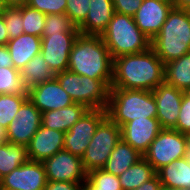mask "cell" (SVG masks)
Masks as SVG:
<instances>
[{"label":"cell","instance_id":"obj_1","mask_svg":"<svg viewBox=\"0 0 190 190\" xmlns=\"http://www.w3.org/2000/svg\"><path fill=\"white\" fill-rule=\"evenodd\" d=\"M165 64L152 48L113 59L110 88L153 91L164 82Z\"/></svg>","mask_w":190,"mask_h":190},{"label":"cell","instance_id":"obj_2","mask_svg":"<svg viewBox=\"0 0 190 190\" xmlns=\"http://www.w3.org/2000/svg\"><path fill=\"white\" fill-rule=\"evenodd\" d=\"M113 59L101 36L79 34L69 56L68 70L102 80L109 88Z\"/></svg>","mask_w":190,"mask_h":190},{"label":"cell","instance_id":"obj_3","mask_svg":"<svg viewBox=\"0 0 190 190\" xmlns=\"http://www.w3.org/2000/svg\"><path fill=\"white\" fill-rule=\"evenodd\" d=\"M151 48L164 64L190 52V10L173 7Z\"/></svg>","mask_w":190,"mask_h":190},{"label":"cell","instance_id":"obj_4","mask_svg":"<svg viewBox=\"0 0 190 190\" xmlns=\"http://www.w3.org/2000/svg\"><path fill=\"white\" fill-rule=\"evenodd\" d=\"M106 112L121 127L134 119L155 118L157 104L152 91L110 88Z\"/></svg>","mask_w":190,"mask_h":190},{"label":"cell","instance_id":"obj_5","mask_svg":"<svg viewBox=\"0 0 190 190\" xmlns=\"http://www.w3.org/2000/svg\"><path fill=\"white\" fill-rule=\"evenodd\" d=\"M111 58L121 55L137 54L151 48V39L136 25L134 18L115 12L101 35Z\"/></svg>","mask_w":190,"mask_h":190},{"label":"cell","instance_id":"obj_6","mask_svg":"<svg viewBox=\"0 0 190 190\" xmlns=\"http://www.w3.org/2000/svg\"><path fill=\"white\" fill-rule=\"evenodd\" d=\"M60 86L69 94L74 103L88 109H106L110 88L99 79L78 75L69 70L56 74Z\"/></svg>","mask_w":190,"mask_h":190},{"label":"cell","instance_id":"obj_7","mask_svg":"<svg viewBox=\"0 0 190 190\" xmlns=\"http://www.w3.org/2000/svg\"><path fill=\"white\" fill-rule=\"evenodd\" d=\"M121 139V127L106 116L97 126L95 134L82 157L87 173L102 169L116 144Z\"/></svg>","mask_w":190,"mask_h":190},{"label":"cell","instance_id":"obj_8","mask_svg":"<svg viewBox=\"0 0 190 190\" xmlns=\"http://www.w3.org/2000/svg\"><path fill=\"white\" fill-rule=\"evenodd\" d=\"M188 146V137L181 132L162 128L151 142L143 158L149 162L157 172L163 166L176 159L183 158Z\"/></svg>","mask_w":190,"mask_h":190},{"label":"cell","instance_id":"obj_9","mask_svg":"<svg viewBox=\"0 0 190 190\" xmlns=\"http://www.w3.org/2000/svg\"><path fill=\"white\" fill-rule=\"evenodd\" d=\"M106 116V109H88L65 133L64 149L82 158L97 126Z\"/></svg>","mask_w":190,"mask_h":190},{"label":"cell","instance_id":"obj_10","mask_svg":"<svg viewBox=\"0 0 190 190\" xmlns=\"http://www.w3.org/2000/svg\"><path fill=\"white\" fill-rule=\"evenodd\" d=\"M48 181L82 183L86 181L87 172L82 158L62 149L43 161Z\"/></svg>","mask_w":190,"mask_h":190},{"label":"cell","instance_id":"obj_11","mask_svg":"<svg viewBox=\"0 0 190 190\" xmlns=\"http://www.w3.org/2000/svg\"><path fill=\"white\" fill-rule=\"evenodd\" d=\"M47 181L43 162L28 160L0 179V190H44Z\"/></svg>","mask_w":190,"mask_h":190},{"label":"cell","instance_id":"obj_12","mask_svg":"<svg viewBox=\"0 0 190 190\" xmlns=\"http://www.w3.org/2000/svg\"><path fill=\"white\" fill-rule=\"evenodd\" d=\"M14 117L7 128L8 142L27 147L41 126L42 113L28 98Z\"/></svg>","mask_w":190,"mask_h":190},{"label":"cell","instance_id":"obj_13","mask_svg":"<svg viewBox=\"0 0 190 190\" xmlns=\"http://www.w3.org/2000/svg\"><path fill=\"white\" fill-rule=\"evenodd\" d=\"M78 36L79 34H50L41 37L40 53L55 75L68 70L70 52Z\"/></svg>","mask_w":190,"mask_h":190},{"label":"cell","instance_id":"obj_14","mask_svg":"<svg viewBox=\"0 0 190 190\" xmlns=\"http://www.w3.org/2000/svg\"><path fill=\"white\" fill-rule=\"evenodd\" d=\"M27 93L29 100L41 113L67 107L74 103L56 78L27 89Z\"/></svg>","mask_w":190,"mask_h":190},{"label":"cell","instance_id":"obj_15","mask_svg":"<svg viewBox=\"0 0 190 190\" xmlns=\"http://www.w3.org/2000/svg\"><path fill=\"white\" fill-rule=\"evenodd\" d=\"M183 93L165 82L152 91L157 104L156 118L161 128L173 129L177 125Z\"/></svg>","mask_w":190,"mask_h":190},{"label":"cell","instance_id":"obj_16","mask_svg":"<svg viewBox=\"0 0 190 190\" xmlns=\"http://www.w3.org/2000/svg\"><path fill=\"white\" fill-rule=\"evenodd\" d=\"M162 128L158 119H134L121 126V139L144 154Z\"/></svg>","mask_w":190,"mask_h":190},{"label":"cell","instance_id":"obj_17","mask_svg":"<svg viewBox=\"0 0 190 190\" xmlns=\"http://www.w3.org/2000/svg\"><path fill=\"white\" fill-rule=\"evenodd\" d=\"M173 4L156 0H143L133 16L137 27L151 40L160 32Z\"/></svg>","mask_w":190,"mask_h":190},{"label":"cell","instance_id":"obj_18","mask_svg":"<svg viewBox=\"0 0 190 190\" xmlns=\"http://www.w3.org/2000/svg\"><path fill=\"white\" fill-rule=\"evenodd\" d=\"M65 133L41 124L27 146L29 160L43 162L64 149Z\"/></svg>","mask_w":190,"mask_h":190},{"label":"cell","instance_id":"obj_19","mask_svg":"<svg viewBox=\"0 0 190 190\" xmlns=\"http://www.w3.org/2000/svg\"><path fill=\"white\" fill-rule=\"evenodd\" d=\"M85 21L78 27L80 34L101 36L111 21L114 11L112 0H90Z\"/></svg>","mask_w":190,"mask_h":190},{"label":"cell","instance_id":"obj_20","mask_svg":"<svg viewBox=\"0 0 190 190\" xmlns=\"http://www.w3.org/2000/svg\"><path fill=\"white\" fill-rule=\"evenodd\" d=\"M88 108L80 103L42 113L41 124L47 128L66 133L82 116Z\"/></svg>","mask_w":190,"mask_h":190},{"label":"cell","instance_id":"obj_21","mask_svg":"<svg viewBox=\"0 0 190 190\" xmlns=\"http://www.w3.org/2000/svg\"><path fill=\"white\" fill-rule=\"evenodd\" d=\"M14 68L21 70L25 65L41 51V37L22 34L10 39L7 43Z\"/></svg>","mask_w":190,"mask_h":190},{"label":"cell","instance_id":"obj_22","mask_svg":"<svg viewBox=\"0 0 190 190\" xmlns=\"http://www.w3.org/2000/svg\"><path fill=\"white\" fill-rule=\"evenodd\" d=\"M156 173L163 190H190V164L184 157L163 166Z\"/></svg>","mask_w":190,"mask_h":190},{"label":"cell","instance_id":"obj_23","mask_svg":"<svg viewBox=\"0 0 190 190\" xmlns=\"http://www.w3.org/2000/svg\"><path fill=\"white\" fill-rule=\"evenodd\" d=\"M142 158L143 154L120 139L102 169L119 177Z\"/></svg>","mask_w":190,"mask_h":190},{"label":"cell","instance_id":"obj_24","mask_svg":"<svg viewBox=\"0 0 190 190\" xmlns=\"http://www.w3.org/2000/svg\"><path fill=\"white\" fill-rule=\"evenodd\" d=\"M164 82L184 92H190V52L165 63Z\"/></svg>","mask_w":190,"mask_h":190},{"label":"cell","instance_id":"obj_25","mask_svg":"<svg viewBox=\"0 0 190 190\" xmlns=\"http://www.w3.org/2000/svg\"><path fill=\"white\" fill-rule=\"evenodd\" d=\"M55 76L48 63L43 59L41 53L33 57L25 67L20 70V77L26 89L51 80L55 78Z\"/></svg>","mask_w":190,"mask_h":190},{"label":"cell","instance_id":"obj_26","mask_svg":"<svg viewBox=\"0 0 190 190\" xmlns=\"http://www.w3.org/2000/svg\"><path fill=\"white\" fill-rule=\"evenodd\" d=\"M156 174L152 165L142 158L119 176L121 188L122 190H135Z\"/></svg>","mask_w":190,"mask_h":190},{"label":"cell","instance_id":"obj_27","mask_svg":"<svg viewBox=\"0 0 190 190\" xmlns=\"http://www.w3.org/2000/svg\"><path fill=\"white\" fill-rule=\"evenodd\" d=\"M28 160L27 147L10 142L0 145V179Z\"/></svg>","mask_w":190,"mask_h":190},{"label":"cell","instance_id":"obj_28","mask_svg":"<svg viewBox=\"0 0 190 190\" xmlns=\"http://www.w3.org/2000/svg\"><path fill=\"white\" fill-rule=\"evenodd\" d=\"M83 190H122V188L118 176L99 169L87 174Z\"/></svg>","mask_w":190,"mask_h":190},{"label":"cell","instance_id":"obj_29","mask_svg":"<svg viewBox=\"0 0 190 190\" xmlns=\"http://www.w3.org/2000/svg\"><path fill=\"white\" fill-rule=\"evenodd\" d=\"M28 99V93L0 95V126L8 128L21 105Z\"/></svg>","mask_w":190,"mask_h":190},{"label":"cell","instance_id":"obj_30","mask_svg":"<svg viewBox=\"0 0 190 190\" xmlns=\"http://www.w3.org/2000/svg\"><path fill=\"white\" fill-rule=\"evenodd\" d=\"M50 34H80V32L66 14H48L42 37H48Z\"/></svg>","mask_w":190,"mask_h":190},{"label":"cell","instance_id":"obj_31","mask_svg":"<svg viewBox=\"0 0 190 190\" xmlns=\"http://www.w3.org/2000/svg\"><path fill=\"white\" fill-rule=\"evenodd\" d=\"M18 93H27L20 71L14 67H0V95Z\"/></svg>","mask_w":190,"mask_h":190},{"label":"cell","instance_id":"obj_32","mask_svg":"<svg viewBox=\"0 0 190 190\" xmlns=\"http://www.w3.org/2000/svg\"><path fill=\"white\" fill-rule=\"evenodd\" d=\"M23 30L26 34L42 37L46 15L29 5L22 6Z\"/></svg>","mask_w":190,"mask_h":190},{"label":"cell","instance_id":"obj_33","mask_svg":"<svg viewBox=\"0 0 190 190\" xmlns=\"http://www.w3.org/2000/svg\"><path fill=\"white\" fill-rule=\"evenodd\" d=\"M3 19L9 40L24 34L22 6L6 7L3 12Z\"/></svg>","mask_w":190,"mask_h":190},{"label":"cell","instance_id":"obj_34","mask_svg":"<svg viewBox=\"0 0 190 190\" xmlns=\"http://www.w3.org/2000/svg\"><path fill=\"white\" fill-rule=\"evenodd\" d=\"M66 2L65 14L76 27H79L88 15L90 0H66Z\"/></svg>","mask_w":190,"mask_h":190},{"label":"cell","instance_id":"obj_35","mask_svg":"<svg viewBox=\"0 0 190 190\" xmlns=\"http://www.w3.org/2000/svg\"><path fill=\"white\" fill-rule=\"evenodd\" d=\"M27 5L45 15L65 14L67 2L66 0H29Z\"/></svg>","mask_w":190,"mask_h":190},{"label":"cell","instance_id":"obj_36","mask_svg":"<svg viewBox=\"0 0 190 190\" xmlns=\"http://www.w3.org/2000/svg\"><path fill=\"white\" fill-rule=\"evenodd\" d=\"M173 129L185 135L190 133V92L183 93L177 125Z\"/></svg>","mask_w":190,"mask_h":190},{"label":"cell","instance_id":"obj_37","mask_svg":"<svg viewBox=\"0 0 190 190\" xmlns=\"http://www.w3.org/2000/svg\"><path fill=\"white\" fill-rule=\"evenodd\" d=\"M114 11L117 13L134 16L143 3V0H112Z\"/></svg>","mask_w":190,"mask_h":190},{"label":"cell","instance_id":"obj_38","mask_svg":"<svg viewBox=\"0 0 190 190\" xmlns=\"http://www.w3.org/2000/svg\"><path fill=\"white\" fill-rule=\"evenodd\" d=\"M44 190H83L82 183L47 181Z\"/></svg>","mask_w":190,"mask_h":190},{"label":"cell","instance_id":"obj_39","mask_svg":"<svg viewBox=\"0 0 190 190\" xmlns=\"http://www.w3.org/2000/svg\"><path fill=\"white\" fill-rule=\"evenodd\" d=\"M135 190H163L162 184L158 175L156 174L152 179L144 182L140 187Z\"/></svg>","mask_w":190,"mask_h":190},{"label":"cell","instance_id":"obj_40","mask_svg":"<svg viewBox=\"0 0 190 190\" xmlns=\"http://www.w3.org/2000/svg\"><path fill=\"white\" fill-rule=\"evenodd\" d=\"M0 67H14L7 45L0 46Z\"/></svg>","mask_w":190,"mask_h":190},{"label":"cell","instance_id":"obj_41","mask_svg":"<svg viewBox=\"0 0 190 190\" xmlns=\"http://www.w3.org/2000/svg\"><path fill=\"white\" fill-rule=\"evenodd\" d=\"M8 41H9V35L5 28L3 13H0V46L7 45Z\"/></svg>","mask_w":190,"mask_h":190},{"label":"cell","instance_id":"obj_42","mask_svg":"<svg viewBox=\"0 0 190 190\" xmlns=\"http://www.w3.org/2000/svg\"><path fill=\"white\" fill-rule=\"evenodd\" d=\"M173 7L177 9L190 10V0H173Z\"/></svg>","mask_w":190,"mask_h":190},{"label":"cell","instance_id":"obj_43","mask_svg":"<svg viewBox=\"0 0 190 190\" xmlns=\"http://www.w3.org/2000/svg\"><path fill=\"white\" fill-rule=\"evenodd\" d=\"M6 7H20L28 4L29 0H3Z\"/></svg>","mask_w":190,"mask_h":190},{"label":"cell","instance_id":"obj_44","mask_svg":"<svg viewBox=\"0 0 190 190\" xmlns=\"http://www.w3.org/2000/svg\"><path fill=\"white\" fill-rule=\"evenodd\" d=\"M8 143L7 129L0 126V145H5Z\"/></svg>","mask_w":190,"mask_h":190},{"label":"cell","instance_id":"obj_45","mask_svg":"<svg viewBox=\"0 0 190 190\" xmlns=\"http://www.w3.org/2000/svg\"><path fill=\"white\" fill-rule=\"evenodd\" d=\"M184 158L188 161V163L190 164V146H187V150L185 152Z\"/></svg>","mask_w":190,"mask_h":190},{"label":"cell","instance_id":"obj_46","mask_svg":"<svg viewBox=\"0 0 190 190\" xmlns=\"http://www.w3.org/2000/svg\"><path fill=\"white\" fill-rule=\"evenodd\" d=\"M6 8V5L3 0H0V13H3Z\"/></svg>","mask_w":190,"mask_h":190},{"label":"cell","instance_id":"obj_47","mask_svg":"<svg viewBox=\"0 0 190 190\" xmlns=\"http://www.w3.org/2000/svg\"><path fill=\"white\" fill-rule=\"evenodd\" d=\"M156 1H160V2H163V3L173 4V0H156Z\"/></svg>","mask_w":190,"mask_h":190},{"label":"cell","instance_id":"obj_48","mask_svg":"<svg viewBox=\"0 0 190 190\" xmlns=\"http://www.w3.org/2000/svg\"><path fill=\"white\" fill-rule=\"evenodd\" d=\"M188 137V145L190 146V133L187 135Z\"/></svg>","mask_w":190,"mask_h":190}]
</instances>
